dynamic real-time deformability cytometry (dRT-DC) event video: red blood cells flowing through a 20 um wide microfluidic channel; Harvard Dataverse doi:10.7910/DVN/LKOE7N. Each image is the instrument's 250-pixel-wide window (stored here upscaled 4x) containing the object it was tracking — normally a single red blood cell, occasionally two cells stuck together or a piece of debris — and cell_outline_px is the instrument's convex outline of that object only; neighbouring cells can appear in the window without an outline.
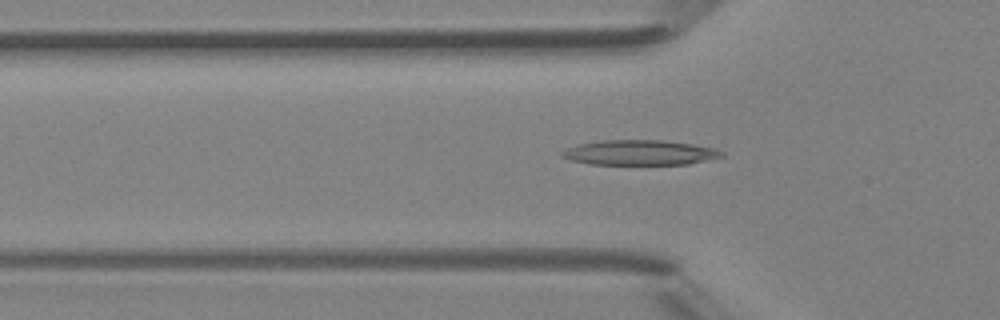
{"species": "Egyptian fruit bat (a non-hibernating species)", "species_latin": "Rousettus aegyptiacus", "temperature_condition": "room temperature", "stored_images_in_passage": 37, "camera_frame_rate_fps": 3000, "um_per_image_px": 0.085, "animal": {"sex": "female"}, "frame": {"image": 1, "passage_image": 6, "time_ms": 1.667, "image_size_px": [1000, 320], "cell_outline_px": [[724, 156], [688, 164], [588, 164], [572, 160], [560, 156], [560, 152], [564, 148], [580, 144], [600, 140], [660, 140], [692, 144], [716, 148], [724, 152]], "centroid_in_image_um": [54.35, 12.97], "position_along_channel_um": 71.4, "area_um2": 23.29}}
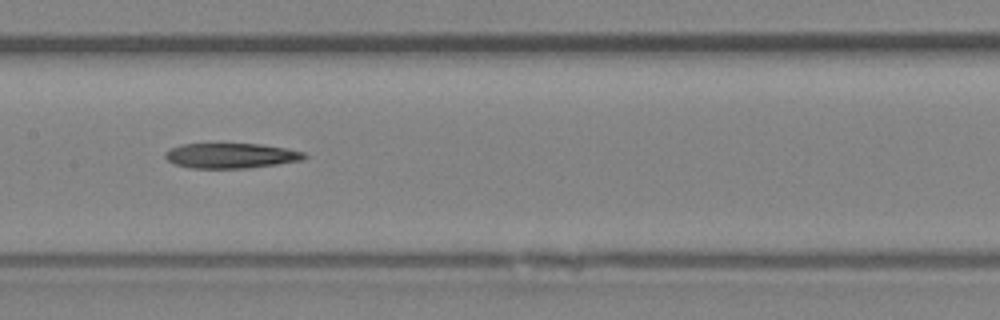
{"frame": {"image": 2, "passage_image": 14, "time_ms": 4.333, "image_size_px": [1000, 320], "cell_outline_px": [[308, 156], [304, 160], [248, 168], [188, 168], [172, 164], [164, 156], [164, 152], [180, 144], [260, 144], [288, 148], [304, 152]], "centroid_in_image_um": [19.63, 13.23], "position_along_channel_um": 187.8, "area_um2": 20.52}}
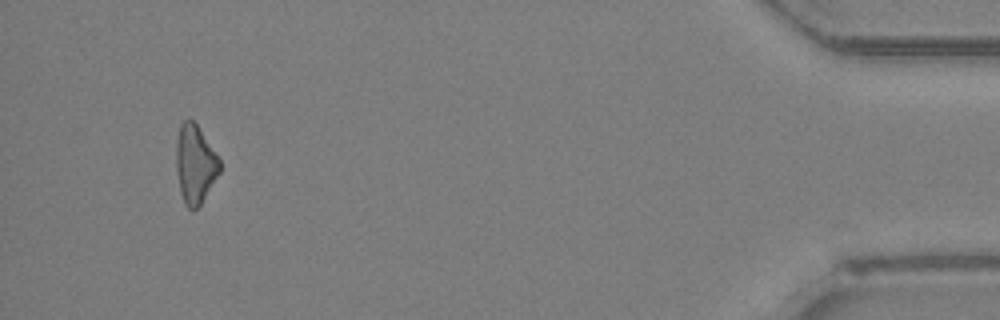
{"frame": {"image": 3, "passage_image": 35, "time_ms": 11.333, "image_size_px": [1000, 320], "cell_outline_px": [[220, 172], [200, 204], [192, 212], [184, 204], [180, 192], [176, 168], [176, 144], [180, 124], [184, 120], [192, 120], [196, 124], [220, 156]], "centroid_in_image_um": [16.59, 13.95], "position_along_channel_um": 418.6, "area_um2": 20.0}}